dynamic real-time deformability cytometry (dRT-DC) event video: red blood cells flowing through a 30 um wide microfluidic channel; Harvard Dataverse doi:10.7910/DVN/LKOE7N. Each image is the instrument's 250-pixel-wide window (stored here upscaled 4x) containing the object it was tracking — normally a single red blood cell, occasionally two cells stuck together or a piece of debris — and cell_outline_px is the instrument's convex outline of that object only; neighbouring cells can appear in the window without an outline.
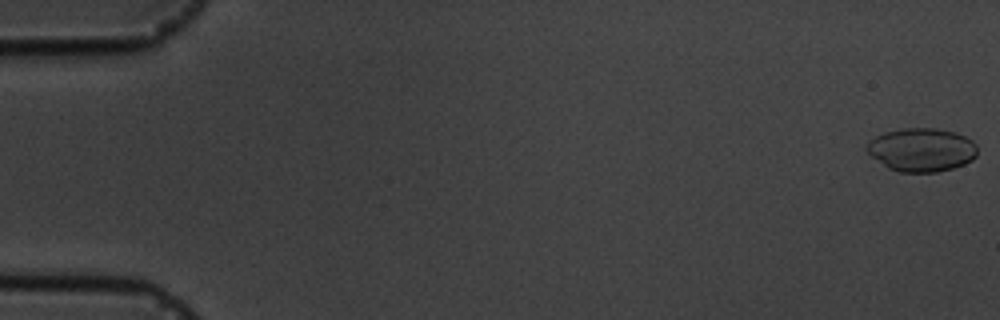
{"species": "common noctule bat (a hibernating species)", "species_latin": "Nyctalus noctula", "temperature_condition": "cold", "stored_images_in_passage": 5, "camera_frame_rate_fps": 3000, "um_per_image_px": 0.085, "animal": {"sex": "male", "body_mass_g": 19.5, "forearm_length_mm": 54.6}, "frame": {"image": 1, "passage_image": 1, "time_ms": 0.0, "image_size_px": [1000, 320], "cell_outline_px": [[976, 156], [972, 160], [964, 164], [952, 168], [936, 172], [900, 172], [888, 168], [872, 156], [864, 148], [868, 140], [884, 132], [904, 128], [936, 128], [956, 132], [972, 140], [976, 144]], "centroid_in_image_um": [78.32, 12.72], "position_along_channel_um": 6.7, "area_um2": 28.09}}
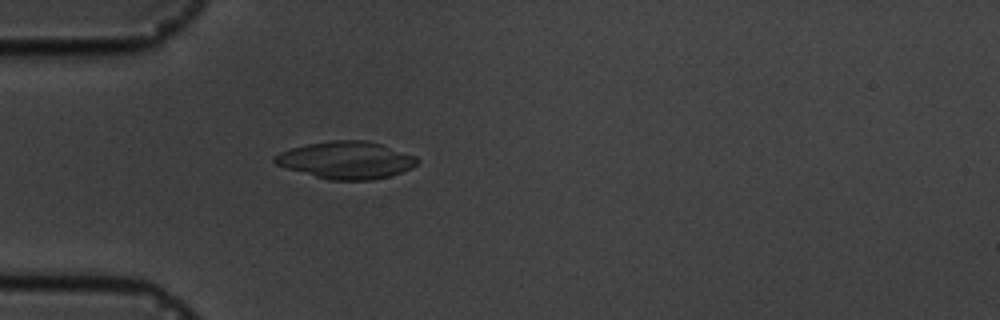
{"frame": {"image": 2, "passage_image": 5, "time_ms": 5.333, "image_size_px": [1000, 320], "cell_outline_px": [[420, 160], [412, 168], [388, 176], [372, 180], [328, 180], [288, 168], [276, 164], [272, 160], [280, 152], [292, 148], [308, 144], [328, 140], [368, 140], [416, 156]], "centroid_in_image_um": [29.45, 13.6], "position_along_channel_um": 55.6, "area_um2": 30.69}}